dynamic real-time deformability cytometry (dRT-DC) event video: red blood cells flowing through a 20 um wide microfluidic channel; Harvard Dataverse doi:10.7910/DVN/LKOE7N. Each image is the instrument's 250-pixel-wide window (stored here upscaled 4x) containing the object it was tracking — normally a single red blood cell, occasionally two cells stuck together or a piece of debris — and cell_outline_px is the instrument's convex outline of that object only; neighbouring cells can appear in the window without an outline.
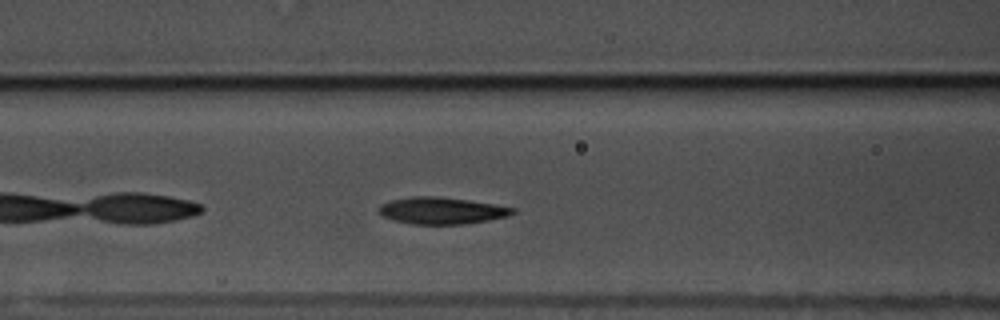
{"species": "common noctule bat (a hibernating species)", "species_latin": "Nyctalus noctula", "temperature_condition": "warm", "stored_images_in_passage": 43, "camera_frame_rate_fps": 3000, "um_per_image_px": 0.085, "animal": {"sex": "male", "body_mass_g": 17.5, "forearm_length_mm": 52.3}, "frame": {"image": 1, "passage_image": 8, "time_ms": 2.333, "image_size_px": [1000, 320], "cell_outline_px": [[516, 212], [508, 216], [488, 220], [464, 224], [412, 224], [392, 220], [376, 212], [376, 208], [380, 204], [392, 200], [412, 196], [436, 196], [468, 200], [516, 208]], "centroid_in_image_um": [37.49, 17.9], "position_along_channel_um": 129.1, "area_um2": 20.98}}
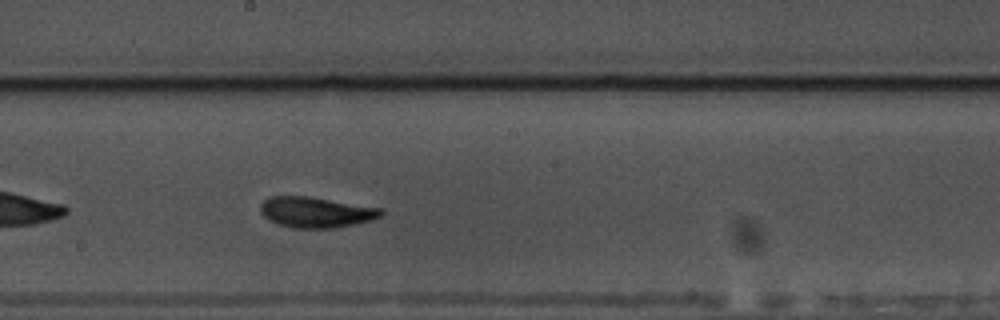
{"frame": {"image": 2, "passage_image": 16, "time_ms": 5.0, "image_size_px": [1000, 320], "cell_outline_px": [[384, 212], [380, 216], [372, 220], [332, 228], [292, 228], [276, 224], [268, 220], [260, 212], [260, 204], [268, 196], [308, 196], [380, 208]], "centroid_in_image_um": [26.79, 18.04], "position_along_channel_um": 221.4, "area_um2": 21.5}}
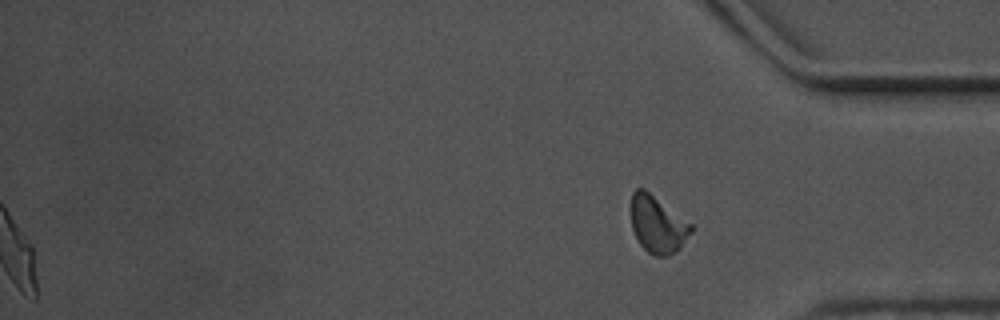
{"frame": {"image": 3, "passage_image": 43, "time_ms": 14.0, "image_size_px": [1000, 320], "cell_outline_px": [[692, 232], [676, 252], [668, 256], [656, 256], [648, 252], [640, 244], [632, 228], [632, 192], [636, 188], [644, 188], [692, 224]], "centroid_in_image_um": [55.9, 19.08], "position_along_channel_um": 379.3, "area_um2": 19.71}, "authors_computed_cell_mechanics": {"area_um2": 20.9814, "velocity_mm_per_s": 3.4823, "shape_relaxation_time_tau1_ms": 2.8717, "shape_relaxation_time_tau2_ms": 1.7943, "deformation_change_tau1": 0.1422, "deformation_change_tau2": 0.0823}}